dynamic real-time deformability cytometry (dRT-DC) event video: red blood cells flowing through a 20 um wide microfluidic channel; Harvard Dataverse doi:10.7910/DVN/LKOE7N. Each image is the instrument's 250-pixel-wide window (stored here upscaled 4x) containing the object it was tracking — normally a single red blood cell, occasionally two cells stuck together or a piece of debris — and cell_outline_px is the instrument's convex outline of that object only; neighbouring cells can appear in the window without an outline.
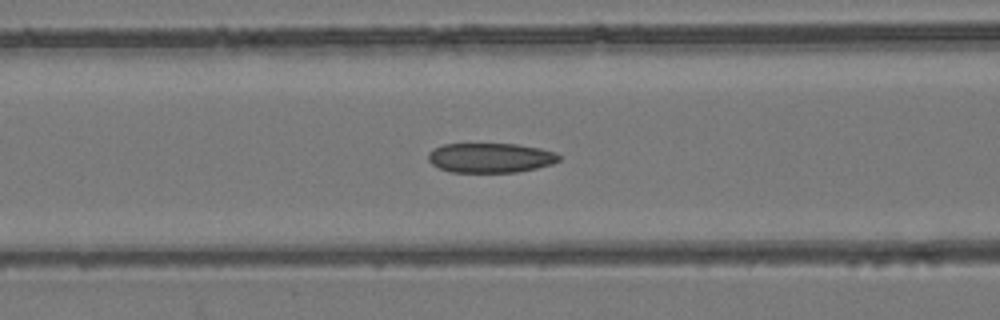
{"species": "common noctule bat (a hibernating species)", "species_latin": "Nyctalus noctula", "temperature_condition": "room temperature", "stored_images_in_passage": 38, "camera_frame_rate_fps": 3000, "um_per_image_px": 0.085, "animal": {"sex": "female", "body_mass_g": 24.6, "forearm_length_mm": 56.2}, "frame": {"image": 1, "passage_image": 13, "time_ms": 4.0, "image_size_px": [1000, 320], "cell_outline_px": [[560, 160], [552, 164], [536, 168], [516, 172], [452, 172], [440, 168], [432, 164], [428, 160], [428, 152], [432, 148], [444, 144], [516, 144], [540, 148], [556, 152], [560, 156]], "centroid_in_image_um": [41.68, 13.41], "position_along_channel_um": 124.9, "area_um2": 22.66}}
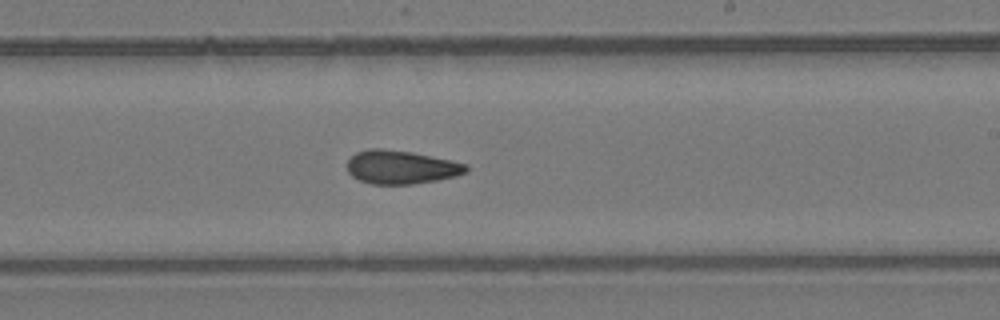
{"frame": {"image": 2, "passage_image": 23, "time_ms": 7.333, "image_size_px": [1000, 320], "cell_outline_px": [[468, 172], [456, 176], [436, 180], [412, 184], [372, 184], [360, 180], [352, 176], [348, 172], [348, 160], [356, 152], [368, 148], [380, 148], [412, 152], [468, 164]], "centroid_in_image_um": [34.09, 14.2], "position_along_channel_um": 254.9, "area_um2": 23.18}}
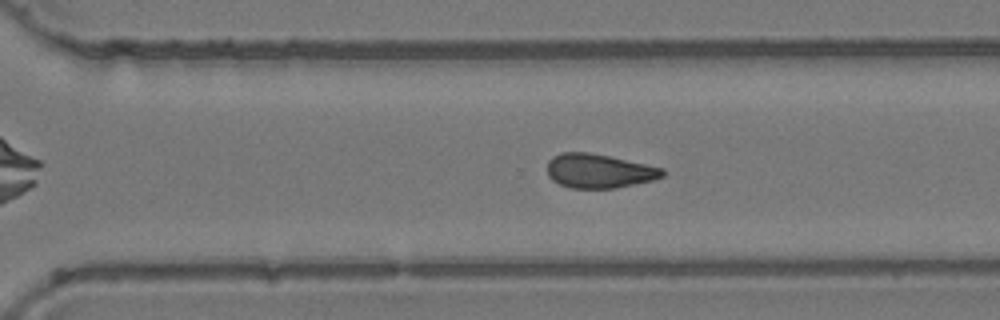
{"frame": {"image": 3, "passage_image": 28, "time_ms": 9.0, "image_size_px": [1000, 320], "cell_outline_px": [[664, 176], [652, 180], [636, 184], [616, 188], [572, 188], [560, 184], [552, 180], [548, 176], [548, 160], [552, 156], [564, 152], [588, 152], [608, 156], [664, 168]], "centroid_in_image_um": [50.91, 14.53], "position_along_channel_um": 319.7, "area_um2": 22.83}, "authors_computed_cell_mechanics": {"area_um2": 23.3512, "velocity_mm_per_s": 3.9098, "shape_relaxation_time_tau1_ms": null, "shape_relaxation_time_tau2_ms": 4.2948, "deformation_change_tau1": null, "deformation_change_tau2": 0.0976}}